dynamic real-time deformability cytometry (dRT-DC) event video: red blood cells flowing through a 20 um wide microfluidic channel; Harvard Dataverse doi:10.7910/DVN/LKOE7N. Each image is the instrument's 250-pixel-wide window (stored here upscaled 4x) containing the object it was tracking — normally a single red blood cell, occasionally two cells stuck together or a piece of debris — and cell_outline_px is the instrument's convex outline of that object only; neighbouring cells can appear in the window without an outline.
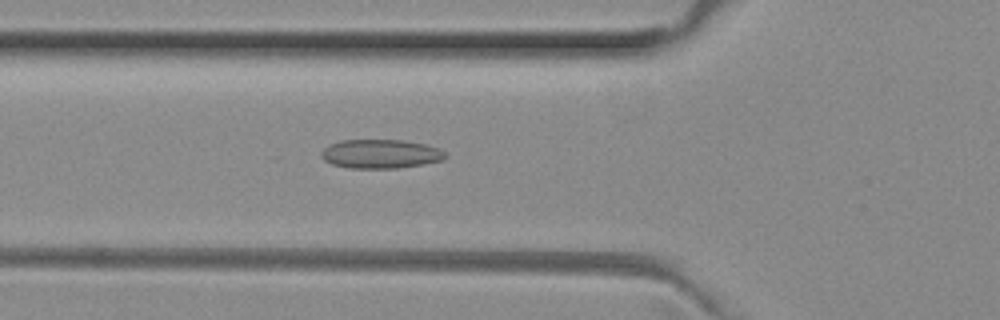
{"species": "common noctule bat (a hibernating species)", "species_latin": "Nyctalus noctula", "temperature_condition": "room temperature", "stored_images_in_passage": 17, "camera_frame_rate_fps": 3000, "um_per_image_px": 0.085, "animal": {"sex": "female", "body_mass_g": 29.2, "forearm_length_mm": 56.3}, "frame": {"image": 1, "passage_image": 9, "time_ms": 2.667, "image_size_px": [1000, 320], "cell_outline_px": [[448, 156], [444, 160], [424, 164], [396, 168], [348, 168], [332, 164], [324, 160], [320, 156], [320, 152], [328, 144], [340, 140], [404, 140], [428, 144], [440, 148]], "centroid_in_image_um": [32.36, 13.07], "position_along_channel_um": 93.4, "area_um2": 21.27}}
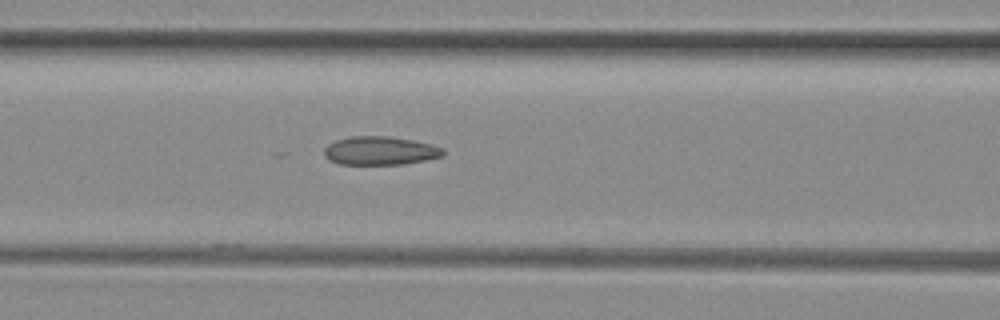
{"frame": {"image": 2, "passage_image": 12, "time_ms": 3.667, "image_size_px": [1000, 320], "cell_outline_px": [[444, 156], [404, 164], [340, 164], [328, 160], [324, 156], [324, 148], [328, 144], [336, 140], [352, 136], [388, 136], [412, 140], [432, 144], [444, 148]], "centroid_in_image_um": [32.31, 12.81], "position_along_channel_um": 134.3, "area_um2": 19.83}}
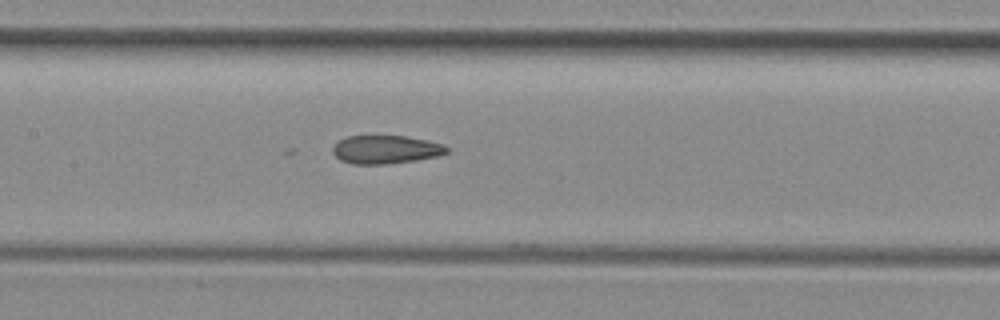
{"frame": {"image": 3, "passage_image": 15, "time_ms": 4.667, "image_size_px": [1000, 320], "cell_outline_px": [[448, 152], [436, 156], [416, 160], [388, 164], [352, 164], [340, 160], [332, 152], [332, 148], [340, 140], [348, 136], [404, 136], [428, 140], [444, 144], [448, 148]], "centroid_in_image_um": [32.79, 12.71], "position_along_channel_um": 174.6, "area_um2": 18.79}}